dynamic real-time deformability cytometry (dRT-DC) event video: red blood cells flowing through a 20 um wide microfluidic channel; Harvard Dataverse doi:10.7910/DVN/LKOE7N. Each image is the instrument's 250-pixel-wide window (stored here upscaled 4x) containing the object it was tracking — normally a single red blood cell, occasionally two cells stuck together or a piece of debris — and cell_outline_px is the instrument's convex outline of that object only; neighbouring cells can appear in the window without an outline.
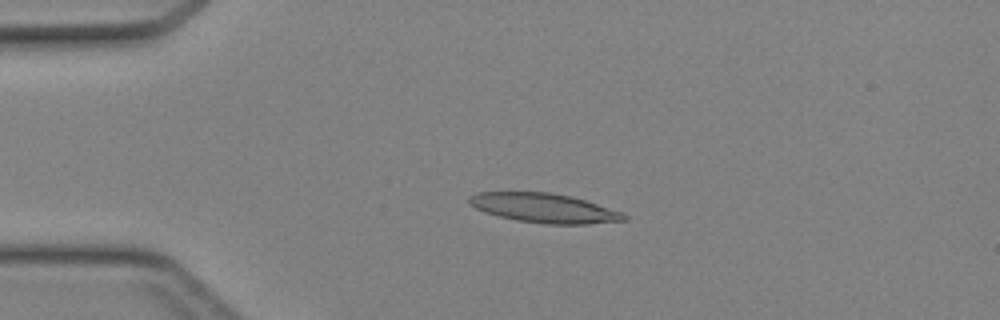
{"species": "Egyptian fruit bat (a non-hibernating species)", "species_latin": "Rousettus aegyptiacus", "temperature_condition": "cold", "stored_images_in_passage": 36, "camera_frame_rate_fps": 3000, "um_per_image_px": 0.085, "animal": {"sex": "female"}, "frame": {"image": 1, "passage_image": 1, "time_ms": 0.0, "image_size_px": [1000, 320], "cell_outline_px": [[628, 220], [588, 224], [548, 224], [516, 220], [484, 212], [468, 204], [468, 196], [476, 192], [548, 192], [568, 196], [584, 200], [624, 212], [628, 216]], "centroid_in_image_um": [46.25, 17.68], "position_along_channel_um": 38.8, "area_um2": 26.47}}
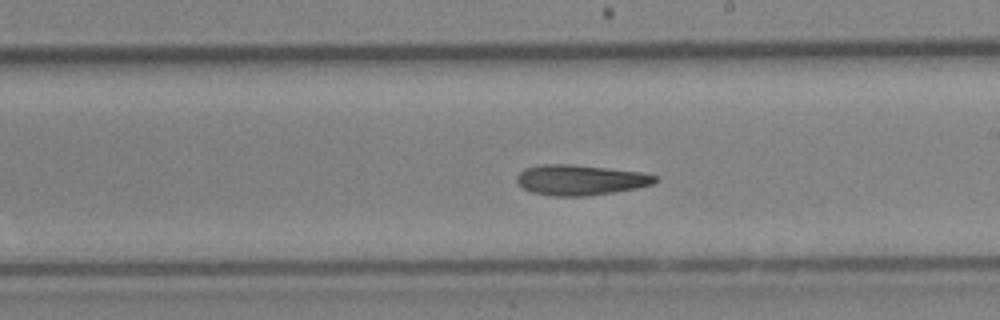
{"frame": {"image": 2, "passage_image": 17, "time_ms": 5.333, "image_size_px": [1000, 320], "cell_outline_px": [[660, 180], [652, 184], [636, 188], [588, 196], [552, 196], [532, 192], [516, 184], [516, 176], [524, 168], [540, 164], [572, 164], [608, 168], [640, 172], [656, 176]], "centroid_in_image_um": [49.29, 15.29], "position_along_channel_um": 239.7, "area_um2": 24.57}}
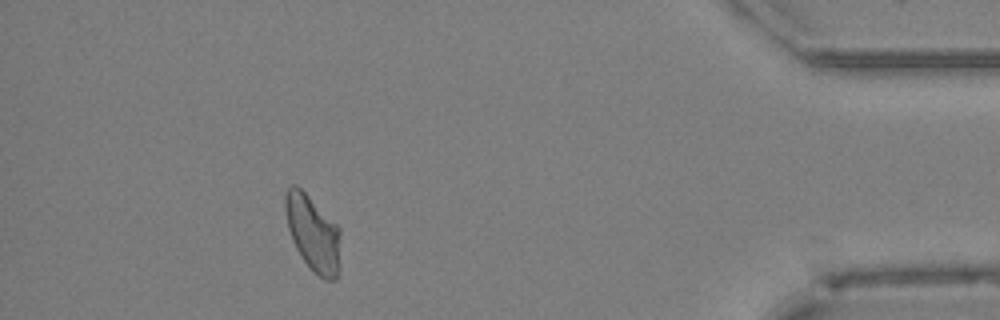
{"frame": {"image": 3, "passage_image": 32, "time_ms": 10.333, "image_size_px": [1000, 320], "cell_outline_px": [[340, 236], [336, 280], [324, 280], [300, 256], [292, 240], [288, 228], [284, 208], [284, 196], [288, 188], [292, 184], [296, 184], [340, 228]], "centroid_in_image_um": [26.56, 19.79], "position_along_channel_um": 408.6, "area_um2": 23.87}}